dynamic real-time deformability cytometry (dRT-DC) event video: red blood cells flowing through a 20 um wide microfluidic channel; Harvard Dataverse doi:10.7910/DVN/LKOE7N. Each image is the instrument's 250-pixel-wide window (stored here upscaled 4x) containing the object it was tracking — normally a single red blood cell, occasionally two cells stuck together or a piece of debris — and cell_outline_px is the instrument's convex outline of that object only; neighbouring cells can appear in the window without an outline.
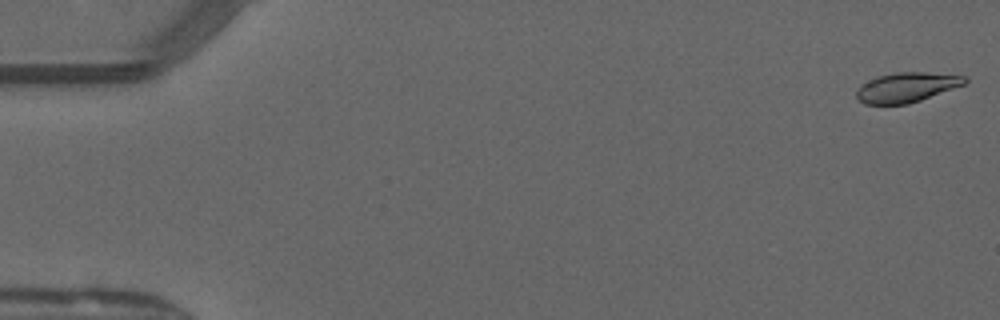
{"species": "common noctule bat (a hibernating species)", "species_latin": "Nyctalus noctula", "temperature_condition": "warm", "stored_images_in_passage": 51, "camera_frame_rate_fps": 3000, "um_per_image_px": 0.085, "animal": {"sex": "male", "forearm_length_mm": 52.5}, "frame": {"image": 1, "passage_image": 1, "time_ms": 0.0, "image_size_px": [1000, 320], "cell_outline_px": [[968, 80], [964, 84], [920, 100], [908, 104], [864, 104], [856, 96], [856, 92], [860, 84], [876, 76], [896, 72], [924, 72], [968, 76]], "centroid_in_image_um": [77.04, 7.41], "position_along_channel_um": 8.0, "area_um2": 18.73}}
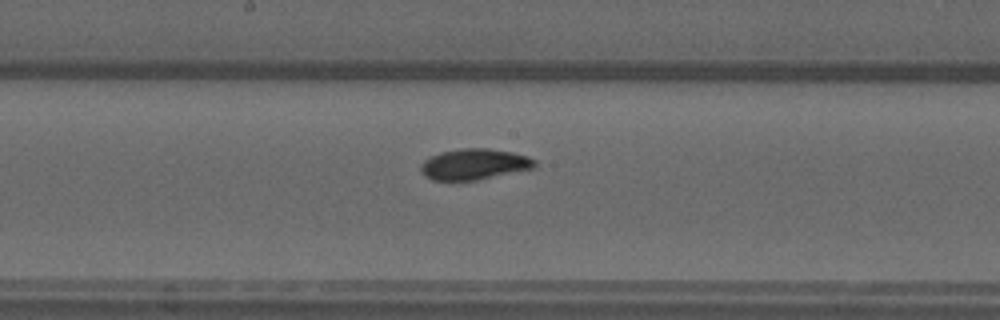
{"frame": {"image": 2, "passage_image": 27, "time_ms": 8.667, "image_size_px": [1000, 320], "cell_outline_px": [[536, 168], [476, 180], [432, 180], [424, 176], [420, 172], [420, 164], [424, 160], [440, 152], [460, 148], [488, 148], [512, 152], [528, 156], [536, 160]], "centroid_in_image_um": [40.31, 13.96], "position_along_channel_um": 207.9, "area_um2": 20.69}}
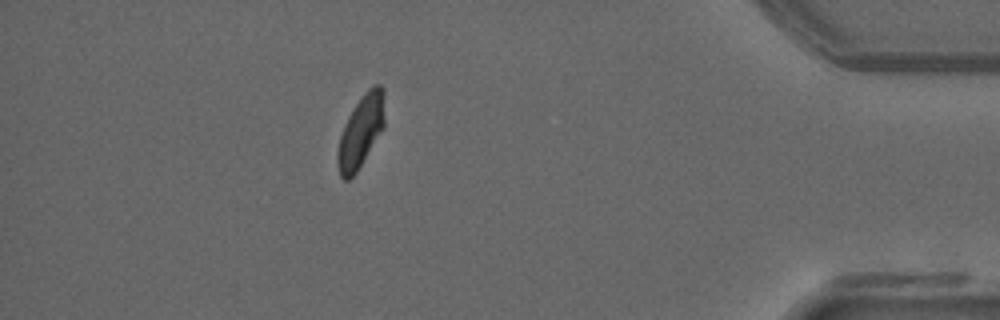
{"frame": {"image": 3, "passage_image": 45, "time_ms": 14.667, "image_size_px": [1000, 320], "cell_outline_px": [[384, 128], [356, 172], [348, 180], [344, 180], [340, 176], [336, 164], [336, 152], [340, 136], [348, 116], [364, 92], [372, 84], [380, 84], [384, 88]], "centroid_in_image_um": [30.67, 11.15], "position_along_channel_um": 404.5, "area_um2": 19.88}, "authors_computed_cell_mechanics": {"area_um2": 19.8254, "velocity_mm_per_s": 4.0677, "shape_relaxation_time_tau1_ms": null, "shape_relaxation_time_tau2_ms": 7.6704, "deformation_change_tau1": null, "deformation_change_tau2": 0.0895}}